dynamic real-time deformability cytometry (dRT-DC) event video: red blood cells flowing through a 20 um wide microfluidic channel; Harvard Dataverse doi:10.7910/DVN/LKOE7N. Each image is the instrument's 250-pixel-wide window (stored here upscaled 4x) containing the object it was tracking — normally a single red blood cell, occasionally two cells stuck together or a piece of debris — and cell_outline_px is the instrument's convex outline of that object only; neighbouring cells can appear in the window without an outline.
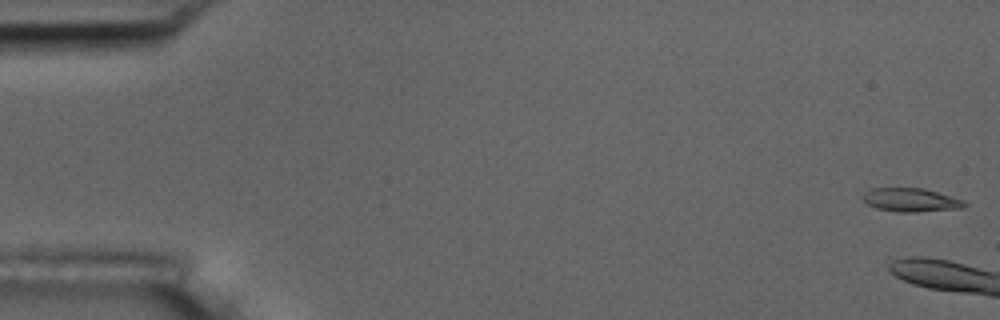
{"species": "common noctule bat (a hibernating species)", "species_latin": "Nyctalus noctula", "temperature_condition": "room temperature", "stored_images_in_passage": 13, "camera_frame_rate_fps": 3000, "um_per_image_px": 0.085, "animal": {"sex": "male", "body_mass_g": 17.5, "forearm_length_mm": 52.3}, "frame": {"image": 1, "passage_image": 1, "time_ms": 0.0, "image_size_px": [1000, 320], "cell_outline_px": [[968, 204], [964, 208], [916, 212], [896, 212], [876, 208], [868, 204], [860, 196], [864, 192], [872, 188], [924, 188], [964, 200]], "centroid_in_image_um": [77.42, 17.0], "position_along_channel_um": 7.6, "area_um2": 14.1}}
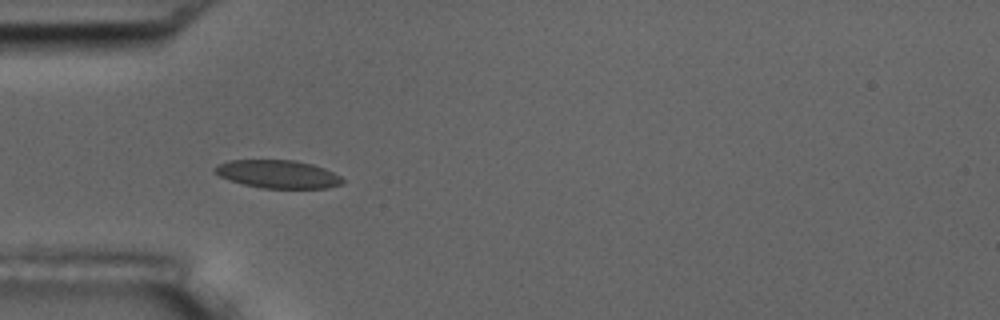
{"frame": {"image": 2, "passage_image": 8, "time_ms": 8.667, "image_size_px": [1000, 320], "cell_outline_px": [[344, 180], [340, 184], [328, 188], [260, 188], [228, 180], [212, 172], [212, 168], [216, 164], [228, 160], [296, 160], [312, 164], [324, 168], [340, 176]], "centroid_in_image_um": [23.55, 14.79], "position_along_channel_um": 61.4, "area_um2": 21.04}}
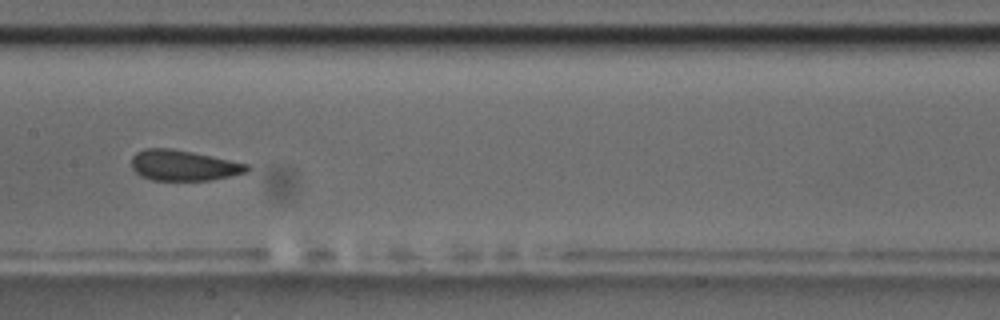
{"frame": {"image": 3, "passage_image": 11, "time_ms": 12.333, "image_size_px": [1000, 320], "cell_outline_px": [[252, 168], [248, 172], [208, 180], [152, 180], [140, 176], [132, 168], [132, 156], [136, 152], [144, 148], [172, 148], [212, 156], [248, 164]], "centroid_in_image_um": [15.58, 14.05], "position_along_channel_um": 191.8, "area_um2": 20.58}}